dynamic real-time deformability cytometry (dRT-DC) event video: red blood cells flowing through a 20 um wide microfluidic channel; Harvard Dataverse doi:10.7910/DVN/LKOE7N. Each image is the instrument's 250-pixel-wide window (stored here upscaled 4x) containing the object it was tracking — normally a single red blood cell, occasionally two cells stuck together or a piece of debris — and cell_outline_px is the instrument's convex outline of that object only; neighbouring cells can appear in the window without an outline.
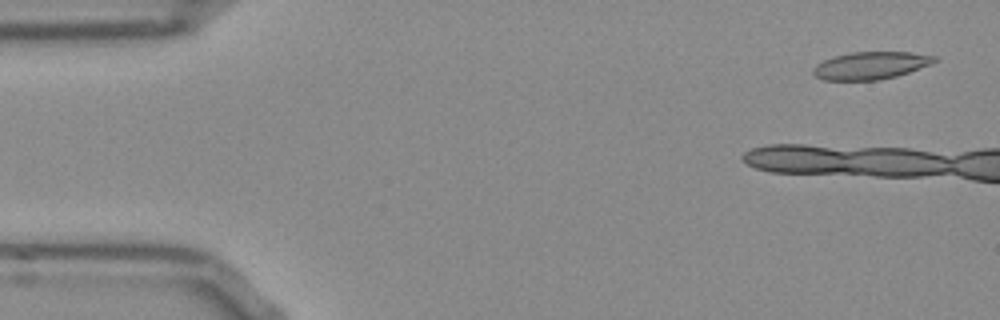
{"species": "Egyptian fruit bat (a non-hibernating species)", "species_latin": "Rousettus aegyptiacus", "temperature_condition": "room temperature", "stored_images_in_passage": 8, "camera_frame_rate_fps": 3000, "um_per_image_px": 0.085, "frame": {"image": 1, "passage_image": 2, "time_ms": 0.333, "image_size_px": [1000, 320], "cell_outline_px": [[940, 60], [932, 64], [896, 76], [876, 80], [824, 80], [816, 76], [812, 72], [812, 68], [816, 64], [832, 56], [848, 52], [912, 52], [936, 56]], "centroid_in_image_um": [74.01, 5.55], "position_along_channel_um": 11.0, "area_um2": 19.59}}